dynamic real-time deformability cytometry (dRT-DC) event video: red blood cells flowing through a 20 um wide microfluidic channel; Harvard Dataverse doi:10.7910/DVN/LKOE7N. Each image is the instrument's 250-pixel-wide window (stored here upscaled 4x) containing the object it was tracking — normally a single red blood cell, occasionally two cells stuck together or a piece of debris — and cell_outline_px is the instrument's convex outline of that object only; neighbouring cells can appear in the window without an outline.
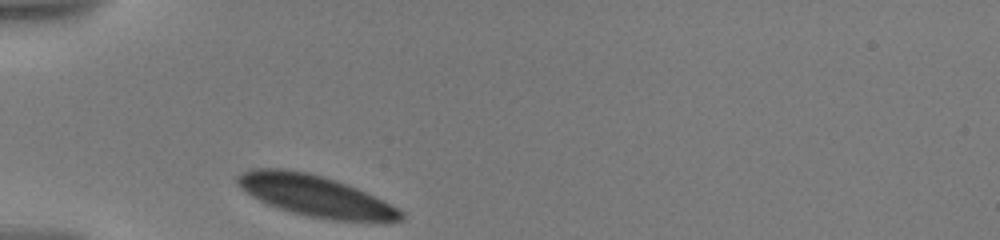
{"species": "human", "species_latin": "Homo sapiens", "temperature_condition": "warm", "stored_images_in_passage": 7, "camera_frame_rate_fps": 3000, "um_per_image_px": 0.085, "donor": {"sex": "male"}, "frame": {"image": 1, "passage_image": 1, "time_ms": 0.0, "image_size_px": [1000, 240], "cell_outline_px": [[404, 220], [388, 224], [384, 224], [332, 220], [308, 216], [292, 212], [268, 204], [244, 192], [236, 184], [236, 176], [240, 172], [252, 168], [284, 168], [308, 172], [324, 176], [348, 184], [376, 196], [384, 200], [404, 212]], "centroid_in_image_um": [26.89, 16.67], "position_along_channel_um": 58.1, "area_um2": 40.29}}
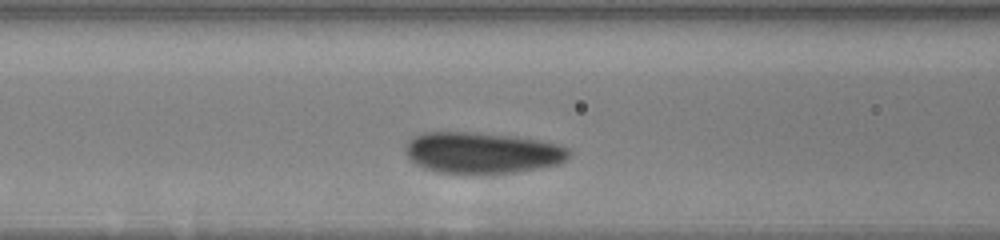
{"frame": {"image": 2, "passage_image": 5, "time_ms": 2.333, "image_size_px": [1000, 240], "cell_outline_px": [[568, 156], [560, 164], [540, 168], [516, 172], [476, 176], [452, 176], [432, 172], [416, 164], [404, 152], [404, 148], [408, 140], [412, 136], [424, 132], [476, 132], [508, 136], [536, 140], [556, 144], [568, 148]], "centroid_in_image_um": [40.87, 13.04], "position_along_channel_um": 125.7, "area_um2": 40.34}}
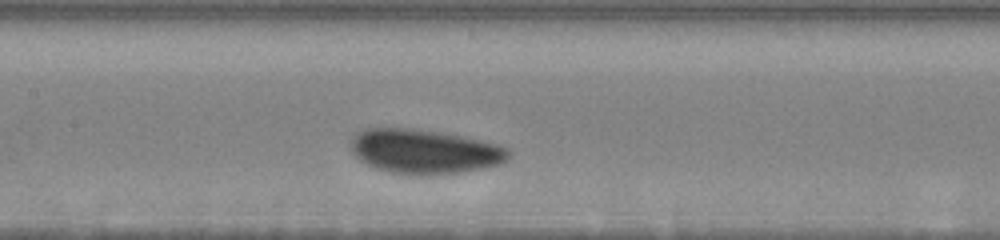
{"frame": {"image": 3, "passage_image": 7, "time_ms": 3.667, "image_size_px": [1000, 240], "cell_outline_px": [[512, 152], [508, 160], [500, 164], [484, 168], [460, 172], [388, 172], [364, 164], [352, 152], [352, 136], [368, 128], [412, 128], [444, 132], [464, 136], [496, 144], [508, 148]], "centroid_in_image_um": [36.11, 12.83], "position_along_channel_um": 171.3, "area_um2": 40.11}}